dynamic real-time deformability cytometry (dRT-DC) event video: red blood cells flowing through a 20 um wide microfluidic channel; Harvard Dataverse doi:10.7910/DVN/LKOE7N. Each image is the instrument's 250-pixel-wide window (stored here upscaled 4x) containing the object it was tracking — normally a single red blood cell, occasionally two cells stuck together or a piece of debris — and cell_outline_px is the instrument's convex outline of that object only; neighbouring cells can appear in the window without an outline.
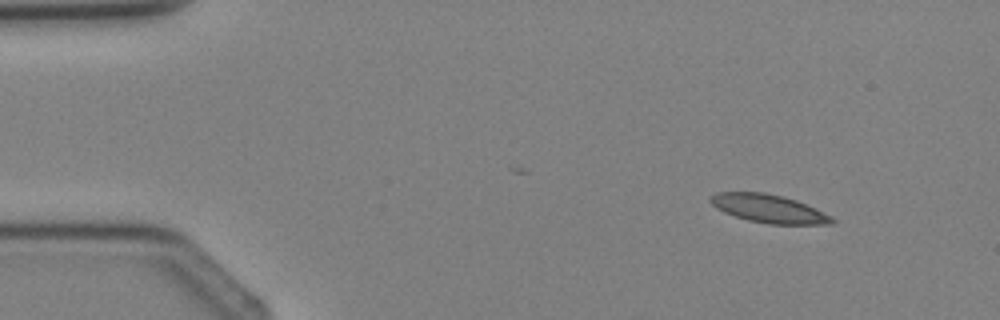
{"species": "Egyptian fruit bat (a non-hibernating species)", "species_latin": "Rousettus aegyptiacus", "temperature_condition": "cold", "stored_images_in_passage": 2, "camera_frame_rate_fps": 3000, "um_per_image_px": 0.085, "animal": {"sex": "female"}, "frame": {"image": 1, "passage_image": 1, "time_ms": 0.0, "image_size_px": [1000, 320], "cell_outline_px": [[836, 220], [832, 224], [768, 224], [748, 220], [724, 212], [716, 208], [708, 200], [716, 192], [764, 192], [796, 200], [816, 208], [832, 216]], "centroid_in_image_um": [65.36, 17.73], "position_along_channel_um": 19.6, "area_um2": 19.94}}